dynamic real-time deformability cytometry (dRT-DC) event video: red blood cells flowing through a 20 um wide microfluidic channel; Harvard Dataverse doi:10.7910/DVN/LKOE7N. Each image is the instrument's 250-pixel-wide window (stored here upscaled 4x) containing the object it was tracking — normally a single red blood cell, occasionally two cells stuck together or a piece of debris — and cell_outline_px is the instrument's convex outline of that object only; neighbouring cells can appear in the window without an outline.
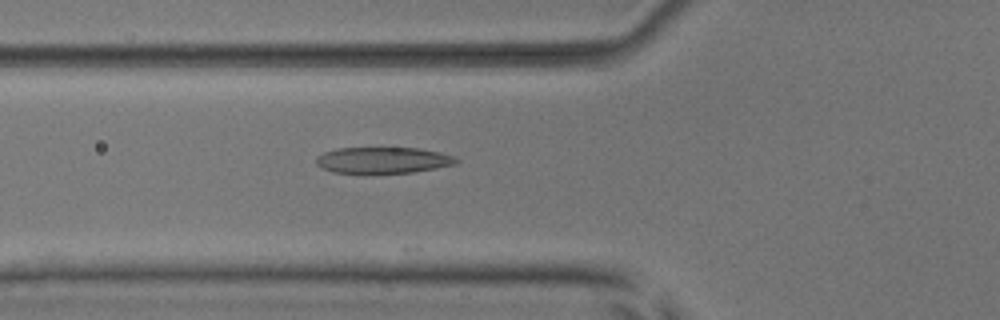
{"species": "common noctule bat (a hibernating species)", "species_latin": "Nyctalus noctula", "temperature_condition": "room temperature", "stored_images_in_passage": 47, "camera_frame_rate_fps": 3000, "um_per_image_px": 0.085, "animal": {"sex": "male", "body_mass_g": 17.9, "forearm_length_mm": 54.2}, "frame": {"image": 1, "passage_image": 14, "time_ms": 4.333, "image_size_px": [1000, 320], "cell_outline_px": [[460, 160], [456, 164], [436, 168], [412, 172], [332, 172], [316, 164], [316, 156], [324, 152], [336, 148], [420, 148], [440, 152], [456, 156]], "centroid_in_image_um": [32.6, 13.59], "position_along_channel_um": 93.2, "area_um2": 21.21}}
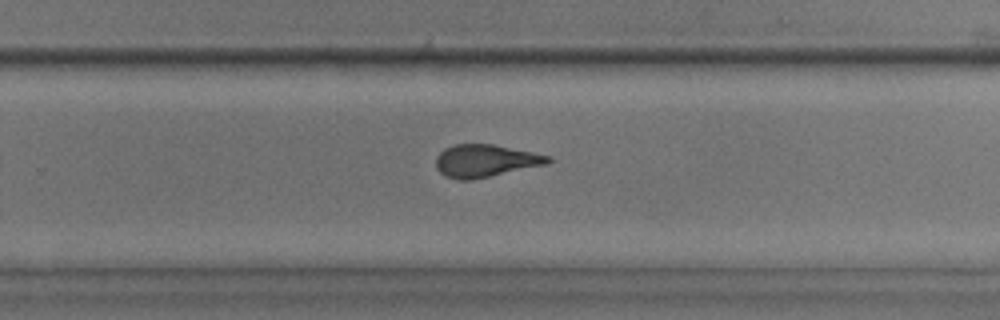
{"frame": {"image": 2, "passage_image": 29, "time_ms": 9.333, "image_size_px": [1000, 320], "cell_outline_px": [[552, 160], [548, 164], [472, 180], [460, 180], [444, 176], [436, 168], [436, 156], [444, 148], [452, 144], [492, 144], [552, 156]], "centroid_in_image_um": [41.24, 13.67], "position_along_channel_um": 288.6, "area_um2": 21.39}}
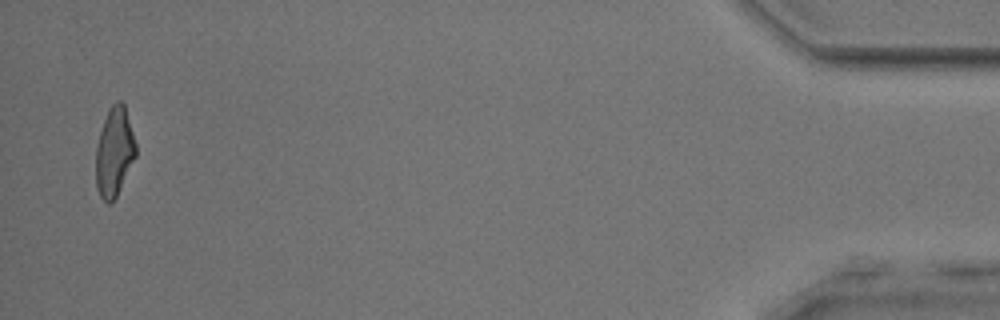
{"frame": {"image": 3, "passage_image": 46, "time_ms": 15.0, "image_size_px": [1000, 320], "cell_outline_px": [[136, 156], [112, 204], [108, 204], [100, 196], [96, 188], [96, 144], [104, 120], [112, 104], [116, 100], [120, 100], [124, 104], [136, 144]], "centroid_in_image_um": [9.71, 12.93], "position_along_channel_um": 425.5, "area_um2": 20.58}, "authors_computed_cell_mechanics": {"area_um2": 21.5594, "velocity_mm_per_s": 3.9075, "shape_relaxation_time_tau1_ms": 4.2181, "shape_relaxation_time_tau2_ms": 1.2551, "deformation_change_tau1": 0.1849, "deformation_change_tau2": 0.1057}}